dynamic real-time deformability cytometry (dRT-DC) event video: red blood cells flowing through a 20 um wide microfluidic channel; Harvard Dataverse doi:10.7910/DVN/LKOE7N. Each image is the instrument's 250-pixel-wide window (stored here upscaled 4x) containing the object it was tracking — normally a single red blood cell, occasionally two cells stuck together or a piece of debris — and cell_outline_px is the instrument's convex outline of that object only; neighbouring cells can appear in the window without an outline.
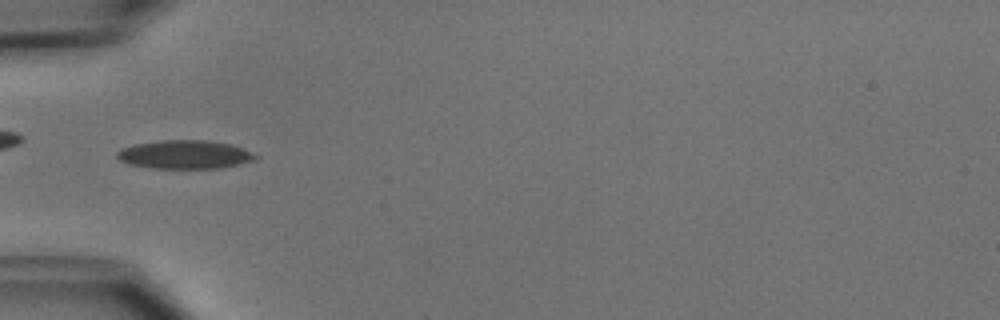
{"species": "common noctule bat (a hibernating species)", "species_latin": "Nyctalus noctula", "temperature_condition": "cold", "stored_images_in_passage": 4, "camera_frame_rate_fps": 3000, "um_per_image_px": 0.085, "animal": {"sex": "male", "body_mass_g": 15.6}, "frame": {"image": 1, "passage_image": 3, "time_ms": 3.333, "image_size_px": [1000, 320], "cell_outline_px": [[260, 156], [256, 160], [220, 168], [152, 168], [128, 164], [120, 160], [116, 156], [116, 152], [120, 148], [136, 144], [160, 140], [208, 140], [232, 144], [244, 148]], "centroid_in_image_um": [15.73, 13.13], "position_along_channel_um": 69.3, "area_um2": 23.24}}